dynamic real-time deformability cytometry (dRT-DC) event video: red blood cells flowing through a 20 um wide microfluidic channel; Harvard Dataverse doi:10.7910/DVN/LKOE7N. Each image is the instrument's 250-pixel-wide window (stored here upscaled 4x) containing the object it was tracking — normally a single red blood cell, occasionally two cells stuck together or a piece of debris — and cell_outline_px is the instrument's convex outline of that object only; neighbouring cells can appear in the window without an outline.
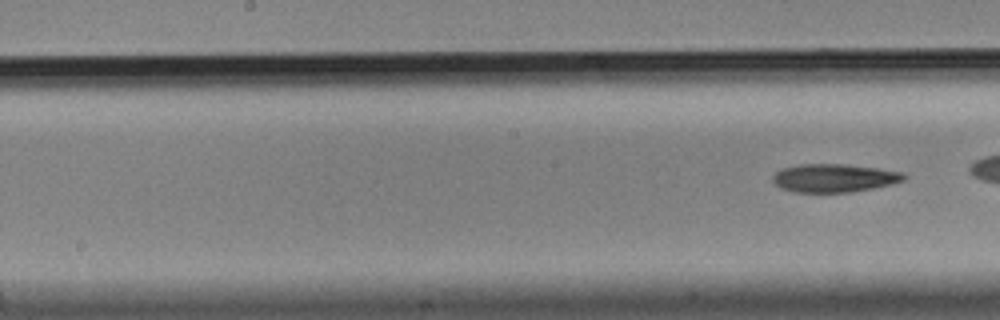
{"species": "Egyptian fruit bat (a non-hibernating species)", "species_latin": "Rousettus aegyptiacus", "temperature_condition": "cold", "stored_images_in_passage": 7, "segment_of_instrument_passage": [2, 2], "camera_frame_rate_fps": 3000, "um_per_image_px": 0.085, "animal": {"sex": "male"}, "frame": {"image": 1, "passage_image": 7, "time_ms": 2.0, "image_size_px": [1000, 320], "cell_outline_px": [[908, 176], [904, 180], [872, 188], [852, 192], [792, 192], [780, 188], [772, 180], [772, 176], [776, 172], [784, 168], [800, 164], [844, 164], [876, 168], [904, 172]], "centroid_in_image_um": [70.89, 15.13], "position_along_channel_um": 177.3, "area_um2": 21.5}}